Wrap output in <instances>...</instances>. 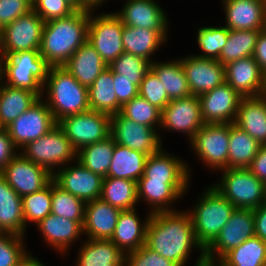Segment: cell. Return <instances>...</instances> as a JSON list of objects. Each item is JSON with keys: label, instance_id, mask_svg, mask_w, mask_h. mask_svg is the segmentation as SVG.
<instances>
[{"label": "cell", "instance_id": "9c48e42d", "mask_svg": "<svg viewBox=\"0 0 266 266\" xmlns=\"http://www.w3.org/2000/svg\"><path fill=\"white\" fill-rule=\"evenodd\" d=\"M230 123H205L189 141L194 153L213 170L228 168Z\"/></svg>", "mask_w": 266, "mask_h": 266}, {"label": "cell", "instance_id": "a7ac6f4b", "mask_svg": "<svg viewBox=\"0 0 266 266\" xmlns=\"http://www.w3.org/2000/svg\"><path fill=\"white\" fill-rule=\"evenodd\" d=\"M2 80V74H1V58H0V82Z\"/></svg>", "mask_w": 266, "mask_h": 266}, {"label": "cell", "instance_id": "5b68a950", "mask_svg": "<svg viewBox=\"0 0 266 266\" xmlns=\"http://www.w3.org/2000/svg\"><path fill=\"white\" fill-rule=\"evenodd\" d=\"M1 58V74L5 84L26 89L43 98V84L46 82L50 65L39 50L15 52Z\"/></svg>", "mask_w": 266, "mask_h": 266}, {"label": "cell", "instance_id": "52a82bcc", "mask_svg": "<svg viewBox=\"0 0 266 266\" xmlns=\"http://www.w3.org/2000/svg\"><path fill=\"white\" fill-rule=\"evenodd\" d=\"M20 151L25 158L52 174L57 167L59 169L77 160V151L57 124L39 139L28 142Z\"/></svg>", "mask_w": 266, "mask_h": 266}, {"label": "cell", "instance_id": "f546056e", "mask_svg": "<svg viewBox=\"0 0 266 266\" xmlns=\"http://www.w3.org/2000/svg\"><path fill=\"white\" fill-rule=\"evenodd\" d=\"M86 239L76 266H124L125 254L110 239Z\"/></svg>", "mask_w": 266, "mask_h": 266}, {"label": "cell", "instance_id": "6f0895ef", "mask_svg": "<svg viewBox=\"0 0 266 266\" xmlns=\"http://www.w3.org/2000/svg\"><path fill=\"white\" fill-rule=\"evenodd\" d=\"M255 236L266 242V203L253 210Z\"/></svg>", "mask_w": 266, "mask_h": 266}, {"label": "cell", "instance_id": "ac0fdd59", "mask_svg": "<svg viewBox=\"0 0 266 266\" xmlns=\"http://www.w3.org/2000/svg\"><path fill=\"white\" fill-rule=\"evenodd\" d=\"M198 98L204 123H234L243 97L224 82Z\"/></svg>", "mask_w": 266, "mask_h": 266}, {"label": "cell", "instance_id": "11a10c76", "mask_svg": "<svg viewBox=\"0 0 266 266\" xmlns=\"http://www.w3.org/2000/svg\"><path fill=\"white\" fill-rule=\"evenodd\" d=\"M248 169L256 178L266 184V144L260 145L257 155Z\"/></svg>", "mask_w": 266, "mask_h": 266}, {"label": "cell", "instance_id": "f6af8a7d", "mask_svg": "<svg viewBox=\"0 0 266 266\" xmlns=\"http://www.w3.org/2000/svg\"><path fill=\"white\" fill-rule=\"evenodd\" d=\"M108 68L118 74L119 78L129 79L139 87L145 74L150 70V62L142 57L124 52L112 61Z\"/></svg>", "mask_w": 266, "mask_h": 266}, {"label": "cell", "instance_id": "e7e4bbea", "mask_svg": "<svg viewBox=\"0 0 266 266\" xmlns=\"http://www.w3.org/2000/svg\"><path fill=\"white\" fill-rule=\"evenodd\" d=\"M264 30L266 31V6H265V18H264Z\"/></svg>", "mask_w": 266, "mask_h": 266}, {"label": "cell", "instance_id": "277c9868", "mask_svg": "<svg viewBox=\"0 0 266 266\" xmlns=\"http://www.w3.org/2000/svg\"><path fill=\"white\" fill-rule=\"evenodd\" d=\"M207 188L189 212L196 240L204 250L219 235L235 210V206L212 185Z\"/></svg>", "mask_w": 266, "mask_h": 266}, {"label": "cell", "instance_id": "d6986e66", "mask_svg": "<svg viewBox=\"0 0 266 266\" xmlns=\"http://www.w3.org/2000/svg\"><path fill=\"white\" fill-rule=\"evenodd\" d=\"M224 67L225 82L241 97H258L266 94V75L253 56L230 62Z\"/></svg>", "mask_w": 266, "mask_h": 266}, {"label": "cell", "instance_id": "003e7915", "mask_svg": "<svg viewBox=\"0 0 266 266\" xmlns=\"http://www.w3.org/2000/svg\"><path fill=\"white\" fill-rule=\"evenodd\" d=\"M31 4H32V6L38 1V0H28Z\"/></svg>", "mask_w": 266, "mask_h": 266}, {"label": "cell", "instance_id": "f907efd6", "mask_svg": "<svg viewBox=\"0 0 266 266\" xmlns=\"http://www.w3.org/2000/svg\"><path fill=\"white\" fill-rule=\"evenodd\" d=\"M33 10L44 22L70 16L77 9L67 0H38Z\"/></svg>", "mask_w": 266, "mask_h": 266}, {"label": "cell", "instance_id": "d6a6232c", "mask_svg": "<svg viewBox=\"0 0 266 266\" xmlns=\"http://www.w3.org/2000/svg\"><path fill=\"white\" fill-rule=\"evenodd\" d=\"M166 39L155 30L141 27H131L124 25L122 33V42L124 52L142 57L153 62L152 56L160 48ZM152 55V56H151Z\"/></svg>", "mask_w": 266, "mask_h": 266}, {"label": "cell", "instance_id": "83f0119b", "mask_svg": "<svg viewBox=\"0 0 266 266\" xmlns=\"http://www.w3.org/2000/svg\"><path fill=\"white\" fill-rule=\"evenodd\" d=\"M84 87L89 88L108 67L94 47L86 41L63 65Z\"/></svg>", "mask_w": 266, "mask_h": 266}, {"label": "cell", "instance_id": "ee69618b", "mask_svg": "<svg viewBox=\"0 0 266 266\" xmlns=\"http://www.w3.org/2000/svg\"><path fill=\"white\" fill-rule=\"evenodd\" d=\"M119 113L127 119L141 125L152 128L159 125L161 128L162 111L139 95L123 104Z\"/></svg>", "mask_w": 266, "mask_h": 266}, {"label": "cell", "instance_id": "b9f144b4", "mask_svg": "<svg viewBox=\"0 0 266 266\" xmlns=\"http://www.w3.org/2000/svg\"><path fill=\"white\" fill-rule=\"evenodd\" d=\"M85 206V201L77 198L70 192L62 190L52 180V214L77 221L83 227Z\"/></svg>", "mask_w": 266, "mask_h": 266}, {"label": "cell", "instance_id": "44dd1931", "mask_svg": "<svg viewBox=\"0 0 266 266\" xmlns=\"http://www.w3.org/2000/svg\"><path fill=\"white\" fill-rule=\"evenodd\" d=\"M122 10L114 12L126 26L158 31L166 40L168 19L163 8L154 0H127Z\"/></svg>", "mask_w": 266, "mask_h": 266}, {"label": "cell", "instance_id": "603a6c76", "mask_svg": "<svg viewBox=\"0 0 266 266\" xmlns=\"http://www.w3.org/2000/svg\"><path fill=\"white\" fill-rule=\"evenodd\" d=\"M161 149L146 159L144 173L139 180H157L164 183H190V169L183 159Z\"/></svg>", "mask_w": 266, "mask_h": 266}, {"label": "cell", "instance_id": "7dc6e473", "mask_svg": "<svg viewBox=\"0 0 266 266\" xmlns=\"http://www.w3.org/2000/svg\"><path fill=\"white\" fill-rule=\"evenodd\" d=\"M24 236L5 232L0 236V266H16L27 253Z\"/></svg>", "mask_w": 266, "mask_h": 266}, {"label": "cell", "instance_id": "484cf974", "mask_svg": "<svg viewBox=\"0 0 266 266\" xmlns=\"http://www.w3.org/2000/svg\"><path fill=\"white\" fill-rule=\"evenodd\" d=\"M136 210L121 211L110 239L124 254L135 251L146 243V229L151 214L148 213L149 216L141 222Z\"/></svg>", "mask_w": 266, "mask_h": 266}, {"label": "cell", "instance_id": "91938a15", "mask_svg": "<svg viewBox=\"0 0 266 266\" xmlns=\"http://www.w3.org/2000/svg\"><path fill=\"white\" fill-rule=\"evenodd\" d=\"M16 266H45L36 257L31 256V253H26Z\"/></svg>", "mask_w": 266, "mask_h": 266}, {"label": "cell", "instance_id": "d590c367", "mask_svg": "<svg viewBox=\"0 0 266 266\" xmlns=\"http://www.w3.org/2000/svg\"><path fill=\"white\" fill-rule=\"evenodd\" d=\"M150 70L158 77L170 100L191 95L181 59L150 63Z\"/></svg>", "mask_w": 266, "mask_h": 266}, {"label": "cell", "instance_id": "bcb514c9", "mask_svg": "<svg viewBox=\"0 0 266 266\" xmlns=\"http://www.w3.org/2000/svg\"><path fill=\"white\" fill-rule=\"evenodd\" d=\"M229 35L226 26H206L198 29L197 42L203 54L195 56L217 60L225 46Z\"/></svg>", "mask_w": 266, "mask_h": 266}, {"label": "cell", "instance_id": "ab89813d", "mask_svg": "<svg viewBox=\"0 0 266 266\" xmlns=\"http://www.w3.org/2000/svg\"><path fill=\"white\" fill-rule=\"evenodd\" d=\"M221 260L224 266H266V242L253 236L227 252Z\"/></svg>", "mask_w": 266, "mask_h": 266}, {"label": "cell", "instance_id": "3957f363", "mask_svg": "<svg viewBox=\"0 0 266 266\" xmlns=\"http://www.w3.org/2000/svg\"><path fill=\"white\" fill-rule=\"evenodd\" d=\"M43 90L47 94L44 101L56 123L67 116L90 110L88 88L81 85L63 66L50 67Z\"/></svg>", "mask_w": 266, "mask_h": 266}, {"label": "cell", "instance_id": "7c38bea8", "mask_svg": "<svg viewBox=\"0 0 266 266\" xmlns=\"http://www.w3.org/2000/svg\"><path fill=\"white\" fill-rule=\"evenodd\" d=\"M110 136L115 143L148 156L158 153L163 147L155 128L127 119L120 113L111 116Z\"/></svg>", "mask_w": 266, "mask_h": 266}, {"label": "cell", "instance_id": "e0dca14e", "mask_svg": "<svg viewBox=\"0 0 266 266\" xmlns=\"http://www.w3.org/2000/svg\"><path fill=\"white\" fill-rule=\"evenodd\" d=\"M76 164V165H75ZM74 165H66L53 173V181L62 190L70 192L85 202L99 199L103 177L85 168L76 160Z\"/></svg>", "mask_w": 266, "mask_h": 266}, {"label": "cell", "instance_id": "4316f807", "mask_svg": "<svg viewBox=\"0 0 266 266\" xmlns=\"http://www.w3.org/2000/svg\"><path fill=\"white\" fill-rule=\"evenodd\" d=\"M36 226L44 241L56 251H60L61 254L68 252L71 245L83 234V227L77 221L52 213L48 214Z\"/></svg>", "mask_w": 266, "mask_h": 266}, {"label": "cell", "instance_id": "60d3db41", "mask_svg": "<svg viewBox=\"0 0 266 266\" xmlns=\"http://www.w3.org/2000/svg\"><path fill=\"white\" fill-rule=\"evenodd\" d=\"M261 30H231L219 58L222 65L252 56Z\"/></svg>", "mask_w": 266, "mask_h": 266}, {"label": "cell", "instance_id": "c3c4849f", "mask_svg": "<svg viewBox=\"0 0 266 266\" xmlns=\"http://www.w3.org/2000/svg\"><path fill=\"white\" fill-rule=\"evenodd\" d=\"M139 96L161 111L171 101L158 77L149 70L139 85Z\"/></svg>", "mask_w": 266, "mask_h": 266}, {"label": "cell", "instance_id": "5bb4252c", "mask_svg": "<svg viewBox=\"0 0 266 266\" xmlns=\"http://www.w3.org/2000/svg\"><path fill=\"white\" fill-rule=\"evenodd\" d=\"M41 99L6 127L18 149L47 134L57 124L46 102Z\"/></svg>", "mask_w": 266, "mask_h": 266}, {"label": "cell", "instance_id": "cb8c5ba5", "mask_svg": "<svg viewBox=\"0 0 266 266\" xmlns=\"http://www.w3.org/2000/svg\"><path fill=\"white\" fill-rule=\"evenodd\" d=\"M226 26L231 30H264L265 4L262 0H222Z\"/></svg>", "mask_w": 266, "mask_h": 266}, {"label": "cell", "instance_id": "681fc988", "mask_svg": "<svg viewBox=\"0 0 266 266\" xmlns=\"http://www.w3.org/2000/svg\"><path fill=\"white\" fill-rule=\"evenodd\" d=\"M124 266H180L158 252L151 250L146 244L141 248L125 254Z\"/></svg>", "mask_w": 266, "mask_h": 266}, {"label": "cell", "instance_id": "94428289", "mask_svg": "<svg viewBox=\"0 0 266 266\" xmlns=\"http://www.w3.org/2000/svg\"><path fill=\"white\" fill-rule=\"evenodd\" d=\"M106 0H81V9L88 11H96L95 9Z\"/></svg>", "mask_w": 266, "mask_h": 266}, {"label": "cell", "instance_id": "2e32d148", "mask_svg": "<svg viewBox=\"0 0 266 266\" xmlns=\"http://www.w3.org/2000/svg\"><path fill=\"white\" fill-rule=\"evenodd\" d=\"M253 236H255L253 209L235 208L219 235L204 251L221 259L227 252Z\"/></svg>", "mask_w": 266, "mask_h": 266}, {"label": "cell", "instance_id": "03108f58", "mask_svg": "<svg viewBox=\"0 0 266 266\" xmlns=\"http://www.w3.org/2000/svg\"><path fill=\"white\" fill-rule=\"evenodd\" d=\"M4 129H6V128L4 127V125L2 124L1 119H0V131H2Z\"/></svg>", "mask_w": 266, "mask_h": 266}, {"label": "cell", "instance_id": "ba28073f", "mask_svg": "<svg viewBox=\"0 0 266 266\" xmlns=\"http://www.w3.org/2000/svg\"><path fill=\"white\" fill-rule=\"evenodd\" d=\"M72 146L79 151L85 146L101 142L110 136L111 116L88 110L76 115L67 116L57 122Z\"/></svg>", "mask_w": 266, "mask_h": 266}, {"label": "cell", "instance_id": "74e56055", "mask_svg": "<svg viewBox=\"0 0 266 266\" xmlns=\"http://www.w3.org/2000/svg\"><path fill=\"white\" fill-rule=\"evenodd\" d=\"M260 144L247 132L230 123L228 168H248Z\"/></svg>", "mask_w": 266, "mask_h": 266}, {"label": "cell", "instance_id": "89a4df30", "mask_svg": "<svg viewBox=\"0 0 266 266\" xmlns=\"http://www.w3.org/2000/svg\"><path fill=\"white\" fill-rule=\"evenodd\" d=\"M5 232L4 230L0 227V236L3 235Z\"/></svg>", "mask_w": 266, "mask_h": 266}, {"label": "cell", "instance_id": "9f6ffc18", "mask_svg": "<svg viewBox=\"0 0 266 266\" xmlns=\"http://www.w3.org/2000/svg\"><path fill=\"white\" fill-rule=\"evenodd\" d=\"M261 71L266 75V31L261 30L252 55Z\"/></svg>", "mask_w": 266, "mask_h": 266}, {"label": "cell", "instance_id": "6125c7cd", "mask_svg": "<svg viewBox=\"0 0 266 266\" xmlns=\"http://www.w3.org/2000/svg\"><path fill=\"white\" fill-rule=\"evenodd\" d=\"M69 1L76 9H81V0H67Z\"/></svg>", "mask_w": 266, "mask_h": 266}, {"label": "cell", "instance_id": "4fadbf2b", "mask_svg": "<svg viewBox=\"0 0 266 266\" xmlns=\"http://www.w3.org/2000/svg\"><path fill=\"white\" fill-rule=\"evenodd\" d=\"M0 175L21 198L43 189L53 180V174L48 169L21 153L0 171Z\"/></svg>", "mask_w": 266, "mask_h": 266}, {"label": "cell", "instance_id": "7402d4cb", "mask_svg": "<svg viewBox=\"0 0 266 266\" xmlns=\"http://www.w3.org/2000/svg\"><path fill=\"white\" fill-rule=\"evenodd\" d=\"M189 183H164L157 180H138V202L144 200L150 205L149 214L175 211L171 207L173 202L185 195Z\"/></svg>", "mask_w": 266, "mask_h": 266}, {"label": "cell", "instance_id": "4dcf8cb0", "mask_svg": "<svg viewBox=\"0 0 266 266\" xmlns=\"http://www.w3.org/2000/svg\"><path fill=\"white\" fill-rule=\"evenodd\" d=\"M0 227L4 232L24 236L26 232L22 212V198L0 175Z\"/></svg>", "mask_w": 266, "mask_h": 266}, {"label": "cell", "instance_id": "f1b7e54d", "mask_svg": "<svg viewBox=\"0 0 266 266\" xmlns=\"http://www.w3.org/2000/svg\"><path fill=\"white\" fill-rule=\"evenodd\" d=\"M234 124L260 145L266 144V94L242 98Z\"/></svg>", "mask_w": 266, "mask_h": 266}, {"label": "cell", "instance_id": "836d02e7", "mask_svg": "<svg viewBox=\"0 0 266 266\" xmlns=\"http://www.w3.org/2000/svg\"><path fill=\"white\" fill-rule=\"evenodd\" d=\"M148 155L120 144H115L107 177L124 178L137 182L144 173Z\"/></svg>", "mask_w": 266, "mask_h": 266}, {"label": "cell", "instance_id": "816d5d0a", "mask_svg": "<svg viewBox=\"0 0 266 266\" xmlns=\"http://www.w3.org/2000/svg\"><path fill=\"white\" fill-rule=\"evenodd\" d=\"M33 10L28 0H0V28Z\"/></svg>", "mask_w": 266, "mask_h": 266}, {"label": "cell", "instance_id": "1f68e13d", "mask_svg": "<svg viewBox=\"0 0 266 266\" xmlns=\"http://www.w3.org/2000/svg\"><path fill=\"white\" fill-rule=\"evenodd\" d=\"M40 97L29 90L12 87L0 82V119L6 128L22 113L27 111Z\"/></svg>", "mask_w": 266, "mask_h": 266}, {"label": "cell", "instance_id": "f5cc1de1", "mask_svg": "<svg viewBox=\"0 0 266 266\" xmlns=\"http://www.w3.org/2000/svg\"><path fill=\"white\" fill-rule=\"evenodd\" d=\"M114 88L118 102L123 105L139 94V87L126 78H119L118 74L113 73Z\"/></svg>", "mask_w": 266, "mask_h": 266}, {"label": "cell", "instance_id": "6da1fadb", "mask_svg": "<svg viewBox=\"0 0 266 266\" xmlns=\"http://www.w3.org/2000/svg\"><path fill=\"white\" fill-rule=\"evenodd\" d=\"M145 244L180 266H185L192 248L204 252L196 240L189 211L152 213L146 229Z\"/></svg>", "mask_w": 266, "mask_h": 266}, {"label": "cell", "instance_id": "f35d334b", "mask_svg": "<svg viewBox=\"0 0 266 266\" xmlns=\"http://www.w3.org/2000/svg\"><path fill=\"white\" fill-rule=\"evenodd\" d=\"M115 144L114 139L109 136L101 142L85 146L77 151V161L93 173L105 178L108 174Z\"/></svg>", "mask_w": 266, "mask_h": 266}, {"label": "cell", "instance_id": "d4e9b609", "mask_svg": "<svg viewBox=\"0 0 266 266\" xmlns=\"http://www.w3.org/2000/svg\"><path fill=\"white\" fill-rule=\"evenodd\" d=\"M120 213L100 198L86 202L83 235L88 239H111Z\"/></svg>", "mask_w": 266, "mask_h": 266}, {"label": "cell", "instance_id": "ffe728a7", "mask_svg": "<svg viewBox=\"0 0 266 266\" xmlns=\"http://www.w3.org/2000/svg\"><path fill=\"white\" fill-rule=\"evenodd\" d=\"M189 90L199 96L225 82V67L218 60L195 55L181 58Z\"/></svg>", "mask_w": 266, "mask_h": 266}, {"label": "cell", "instance_id": "680465c9", "mask_svg": "<svg viewBox=\"0 0 266 266\" xmlns=\"http://www.w3.org/2000/svg\"><path fill=\"white\" fill-rule=\"evenodd\" d=\"M200 253L195 266H222V260L220 258L211 256L205 251Z\"/></svg>", "mask_w": 266, "mask_h": 266}, {"label": "cell", "instance_id": "db71d44e", "mask_svg": "<svg viewBox=\"0 0 266 266\" xmlns=\"http://www.w3.org/2000/svg\"><path fill=\"white\" fill-rule=\"evenodd\" d=\"M6 129L0 131V171L19 153ZM17 152V153H16Z\"/></svg>", "mask_w": 266, "mask_h": 266}, {"label": "cell", "instance_id": "be15d7a7", "mask_svg": "<svg viewBox=\"0 0 266 266\" xmlns=\"http://www.w3.org/2000/svg\"><path fill=\"white\" fill-rule=\"evenodd\" d=\"M1 44H2V29L0 28V50H1Z\"/></svg>", "mask_w": 266, "mask_h": 266}, {"label": "cell", "instance_id": "30bf717a", "mask_svg": "<svg viewBox=\"0 0 266 266\" xmlns=\"http://www.w3.org/2000/svg\"><path fill=\"white\" fill-rule=\"evenodd\" d=\"M93 13L90 11L87 41L109 65L124 53L122 42L124 24L115 13H103L95 17Z\"/></svg>", "mask_w": 266, "mask_h": 266}, {"label": "cell", "instance_id": "e575fe53", "mask_svg": "<svg viewBox=\"0 0 266 266\" xmlns=\"http://www.w3.org/2000/svg\"><path fill=\"white\" fill-rule=\"evenodd\" d=\"M113 82V72L107 67L88 88L90 110L110 116L120 112L122 105L117 100Z\"/></svg>", "mask_w": 266, "mask_h": 266}, {"label": "cell", "instance_id": "8d00e7d4", "mask_svg": "<svg viewBox=\"0 0 266 266\" xmlns=\"http://www.w3.org/2000/svg\"><path fill=\"white\" fill-rule=\"evenodd\" d=\"M100 199L121 211L134 209L138 203L137 182L105 177L102 181Z\"/></svg>", "mask_w": 266, "mask_h": 266}, {"label": "cell", "instance_id": "8fae6325", "mask_svg": "<svg viewBox=\"0 0 266 266\" xmlns=\"http://www.w3.org/2000/svg\"><path fill=\"white\" fill-rule=\"evenodd\" d=\"M45 22L34 11L18 17L2 29L0 57L27 50H39Z\"/></svg>", "mask_w": 266, "mask_h": 266}, {"label": "cell", "instance_id": "7bdbcfd3", "mask_svg": "<svg viewBox=\"0 0 266 266\" xmlns=\"http://www.w3.org/2000/svg\"><path fill=\"white\" fill-rule=\"evenodd\" d=\"M52 207V181L43 189L22 197V212L25 222L37 225L48 214ZM29 221V222H28Z\"/></svg>", "mask_w": 266, "mask_h": 266}, {"label": "cell", "instance_id": "7a4b0ae2", "mask_svg": "<svg viewBox=\"0 0 266 266\" xmlns=\"http://www.w3.org/2000/svg\"><path fill=\"white\" fill-rule=\"evenodd\" d=\"M90 11L45 22L39 52L50 66H63L87 41Z\"/></svg>", "mask_w": 266, "mask_h": 266}, {"label": "cell", "instance_id": "8992f818", "mask_svg": "<svg viewBox=\"0 0 266 266\" xmlns=\"http://www.w3.org/2000/svg\"><path fill=\"white\" fill-rule=\"evenodd\" d=\"M221 172L222 179L212 186L235 208L254 210L266 202V184L248 168H227Z\"/></svg>", "mask_w": 266, "mask_h": 266}, {"label": "cell", "instance_id": "9a60e30c", "mask_svg": "<svg viewBox=\"0 0 266 266\" xmlns=\"http://www.w3.org/2000/svg\"><path fill=\"white\" fill-rule=\"evenodd\" d=\"M204 124L198 96L173 99L162 110L161 127L185 133L189 141Z\"/></svg>", "mask_w": 266, "mask_h": 266}]
</instances>
